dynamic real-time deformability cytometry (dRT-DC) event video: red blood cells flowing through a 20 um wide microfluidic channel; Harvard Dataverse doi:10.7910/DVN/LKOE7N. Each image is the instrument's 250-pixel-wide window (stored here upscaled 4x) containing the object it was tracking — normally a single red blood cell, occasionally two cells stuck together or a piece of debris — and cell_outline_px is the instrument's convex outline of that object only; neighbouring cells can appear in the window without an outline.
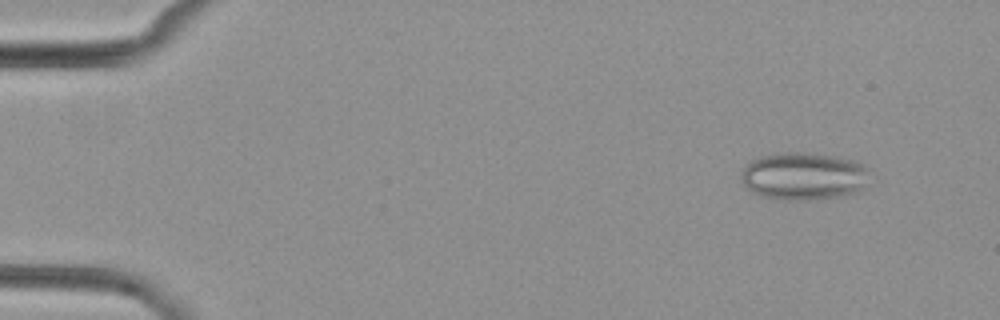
{"species": "common noctule bat (a hibernating species)", "species_latin": "Nyctalus noctula", "temperature_condition": "cold", "stored_images_in_passage": 5, "camera_frame_rate_fps": 3000, "um_per_image_px": 0.085, "animal": {"sex": "female", "body_mass_g": 29.2, "forearm_length_mm": 56.3}, "frame": {"image": 1, "passage_image": 1, "time_ms": 0.0, "image_size_px": [1000, 320], "cell_outline_px": [[868, 168], [860, 188], [852, 192], [836, 196], [808, 200], [784, 200], [764, 196], [752, 192], [744, 184], [744, 168], [752, 160], [760, 156], [784, 152], [804, 152], [836, 156], [852, 160]], "centroid_in_image_um": [68.26, 14.95], "position_along_channel_um": 16.7, "area_um2": 34.62}}